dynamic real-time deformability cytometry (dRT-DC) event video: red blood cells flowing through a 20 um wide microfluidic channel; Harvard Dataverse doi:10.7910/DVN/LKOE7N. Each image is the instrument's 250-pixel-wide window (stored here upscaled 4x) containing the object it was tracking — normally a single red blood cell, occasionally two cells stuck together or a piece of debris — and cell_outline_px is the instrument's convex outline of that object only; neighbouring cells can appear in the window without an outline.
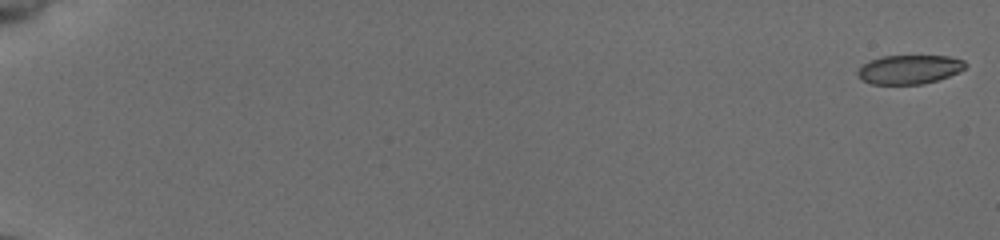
{"species": "common noctule bat (a hibernating species)", "species_latin": "Nyctalus noctula", "temperature_condition": "cold", "stored_images_in_passage": 12, "camera_frame_rate_fps": 3000, "um_per_image_px": 0.085, "animal": {"sex": "female", "body_mass_g": 19.5, "forearm_length_mm": 54.1}, "frame": {"image": 1, "passage_image": 1, "time_ms": 0.0, "image_size_px": [1000, 240], "cell_outline_px": [[968, 64], [960, 72], [936, 80], [920, 84], [872, 84], [864, 80], [856, 72], [868, 60], [880, 56], [948, 56], [964, 60]], "centroid_in_image_um": [77.31, 5.89], "position_along_channel_um": 7.7, "area_um2": 18.09}}